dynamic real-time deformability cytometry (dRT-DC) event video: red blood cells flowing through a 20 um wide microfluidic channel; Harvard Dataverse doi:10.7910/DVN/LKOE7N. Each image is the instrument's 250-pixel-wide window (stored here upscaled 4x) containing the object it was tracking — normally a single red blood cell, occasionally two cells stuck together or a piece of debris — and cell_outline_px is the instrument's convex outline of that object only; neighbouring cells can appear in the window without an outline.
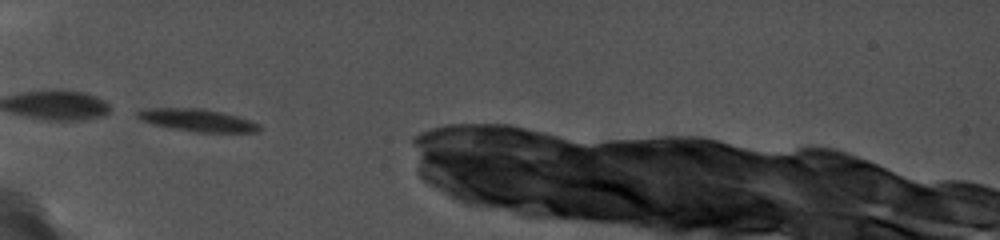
{"species": "common noctule bat (a hibernating species)", "species_latin": "Nyctalus noctula", "temperature_condition": "cold", "stored_images_in_passage": 3, "camera_frame_rate_fps": 5000, "um_per_image_px": 0.085, "animal": {"sex": "female", "body_mass_g": 19.0, "forearm_length_mm": 56.7}, "frame": {"image": 1, "passage_image": 1, "time_ms": 0.0, "image_size_px": [1000, 240], "cell_outline_px": [[260, 132], [196, 132], [168, 128], [152, 124], [140, 120], [136, 116], [136, 112], [144, 108], [204, 108], [236, 116], [260, 124]], "centroid_in_image_um": [16.72, 10.22], "position_along_channel_um": 68.3, "area_um2": 16.01}}